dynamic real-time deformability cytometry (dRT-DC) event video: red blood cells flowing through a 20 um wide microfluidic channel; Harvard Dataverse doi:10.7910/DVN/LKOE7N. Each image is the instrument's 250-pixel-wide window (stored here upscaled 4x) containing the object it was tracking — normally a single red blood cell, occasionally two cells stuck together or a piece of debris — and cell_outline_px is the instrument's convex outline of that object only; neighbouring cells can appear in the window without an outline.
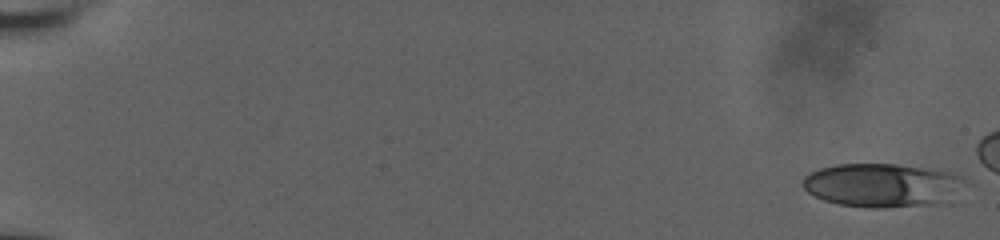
{"species": "human", "species_latin": "Homo sapiens", "temperature_condition": "room temperature", "stored_images_in_passage": 54, "camera_frame_rate_fps": 3000, "um_per_image_px": 0.085, "donor": {"sex": "male"}, "frame": {"image": 1, "passage_image": 1, "time_ms": 0.0, "image_size_px": [1000, 240], "cell_outline_px": [[976, 184], [936, 204], [884, 208], [872, 208], [840, 204], [824, 200], [808, 192], [804, 188], [804, 176], [820, 168], [836, 164], [896, 164], [948, 172], [964, 176]], "centroid_in_image_um": [75.11, 15.74], "position_along_channel_um": 9.9, "area_um2": 41.62}}
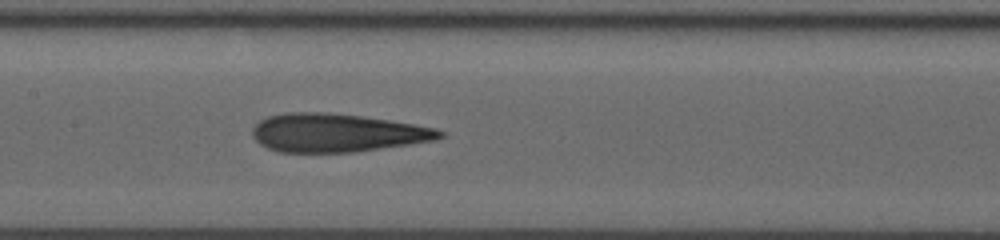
{"frame": {"image": 2, "passage_image": 30, "time_ms": 9.667, "image_size_px": [1000, 240], "cell_outline_px": [[444, 136], [436, 140], [352, 152], [280, 152], [268, 148], [260, 144], [252, 136], [252, 128], [260, 120], [268, 116], [284, 112], [328, 112], [360, 116], [388, 120], [436, 128], [444, 132]], "centroid_in_image_um": [28.59, 11.28], "position_along_channel_um": 178.8, "area_um2": 41.67}}
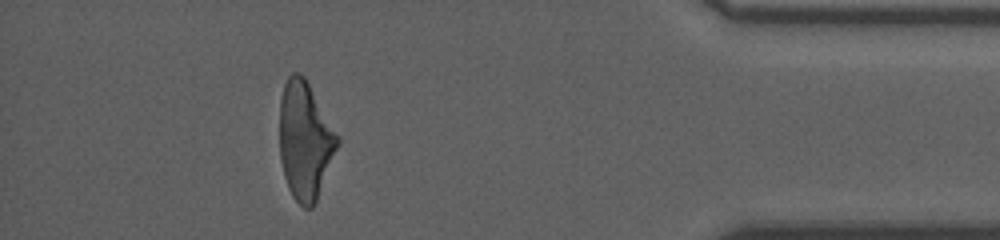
{"frame": {"image": 3, "passage_image": 51, "time_ms": 16.667, "image_size_px": [1000, 240], "cell_outline_px": [[340, 144], [316, 200], [312, 208], [304, 208], [292, 196], [288, 188], [284, 176], [280, 160], [280, 96], [284, 84], [288, 76], [292, 72], [300, 72], [304, 76], [340, 136]], "centroid_in_image_um": [25.93, 11.92], "position_along_channel_um": 409.3, "area_um2": 40.0}}